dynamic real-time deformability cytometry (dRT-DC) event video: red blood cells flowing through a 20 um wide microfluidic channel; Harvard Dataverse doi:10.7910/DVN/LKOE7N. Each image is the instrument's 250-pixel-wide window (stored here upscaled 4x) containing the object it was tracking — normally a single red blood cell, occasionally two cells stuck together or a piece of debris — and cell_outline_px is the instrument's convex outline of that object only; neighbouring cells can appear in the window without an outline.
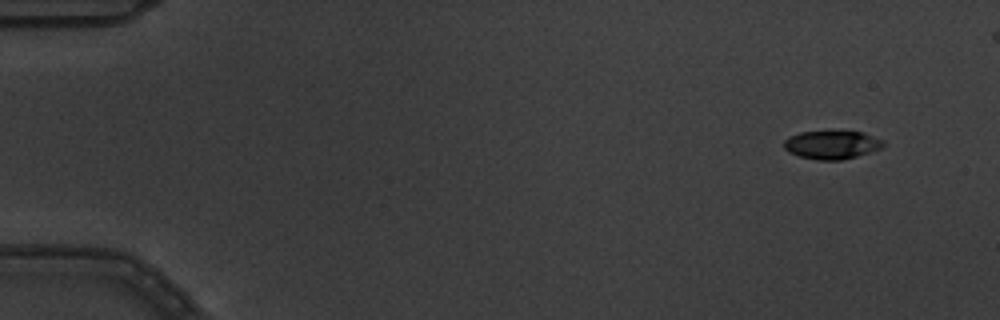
{"species": "common noctule bat (a hibernating species)", "species_latin": "Nyctalus noctula", "temperature_condition": "warm", "stored_images_in_passage": 6, "camera_frame_rate_fps": 3000, "um_per_image_px": 0.085, "animal": {"sex": "male", "body_mass_g": 19.5, "forearm_length_mm": 54.6}, "frame": {"image": 1, "passage_image": 1, "time_ms": 0.0, "image_size_px": [1000, 320], "cell_outline_px": [[884, 144], [880, 148], [856, 156], [840, 160], [816, 160], [800, 156], [788, 152], [784, 148], [784, 140], [788, 136], [800, 132], [832, 128], [860, 132], [884, 140]], "centroid_in_image_um": [70.65, 12.25], "position_along_channel_um": 14.3, "area_um2": 16.99}}